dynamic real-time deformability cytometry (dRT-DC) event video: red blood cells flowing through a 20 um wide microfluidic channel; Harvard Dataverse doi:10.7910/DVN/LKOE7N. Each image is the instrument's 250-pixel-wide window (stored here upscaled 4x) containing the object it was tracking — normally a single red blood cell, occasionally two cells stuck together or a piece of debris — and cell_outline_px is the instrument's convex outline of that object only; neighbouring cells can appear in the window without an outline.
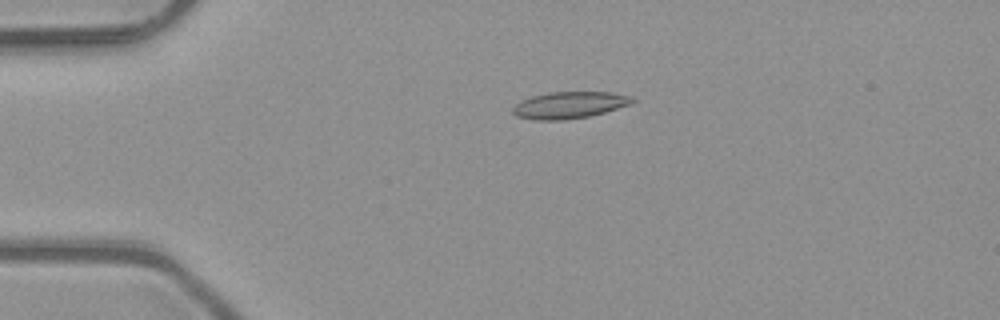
{"species": "common noctule bat (a hibernating species)", "species_latin": "Nyctalus noctula", "temperature_condition": "room temperature", "stored_images_in_passage": 2, "camera_frame_rate_fps": 3000, "um_per_image_px": 0.085, "animal": {"sex": "male", "body_mass_g": 23.1, "forearm_length_mm": 52.7}, "frame": {"image": 1, "passage_image": 1, "time_ms": 0.0, "image_size_px": [1000, 320], "cell_outline_px": [[636, 100], [632, 104], [604, 112], [588, 116], [564, 120], [536, 120], [516, 116], [512, 112], [512, 108], [520, 100], [532, 96], [548, 92], [612, 92], [632, 96]], "centroid_in_image_um": [48.4, 8.92], "position_along_channel_um": 36.6, "area_um2": 18.73}}